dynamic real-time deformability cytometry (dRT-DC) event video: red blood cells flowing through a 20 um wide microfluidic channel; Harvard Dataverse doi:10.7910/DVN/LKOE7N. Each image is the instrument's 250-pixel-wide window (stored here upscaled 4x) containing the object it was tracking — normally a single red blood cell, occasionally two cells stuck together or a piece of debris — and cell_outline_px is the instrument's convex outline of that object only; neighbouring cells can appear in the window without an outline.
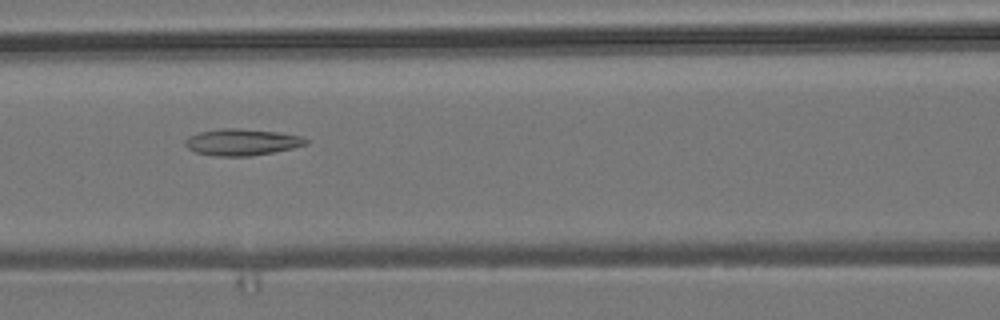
{"species": "common noctule bat (a hibernating species)", "species_latin": "Nyctalus noctula", "temperature_condition": "room temperature", "stored_images_in_passage": 53, "camera_frame_rate_fps": 3000, "um_per_image_px": 0.085, "animal": {"sex": "male", "body_mass_g": 19.2, "forearm_length_mm": 51.8}, "frame": {"image": 1, "passage_image": 23, "time_ms": 7.333, "image_size_px": [1000, 320], "cell_outline_px": [[308, 144], [292, 148], [272, 152], [248, 156], [216, 156], [196, 152], [188, 148], [184, 144], [184, 140], [188, 136], [200, 132], [220, 128], [236, 128], [276, 132], [300, 136], [308, 140]], "centroid_in_image_um": [20.52, 12.08], "position_along_channel_um": 146.1, "area_um2": 18.5}}
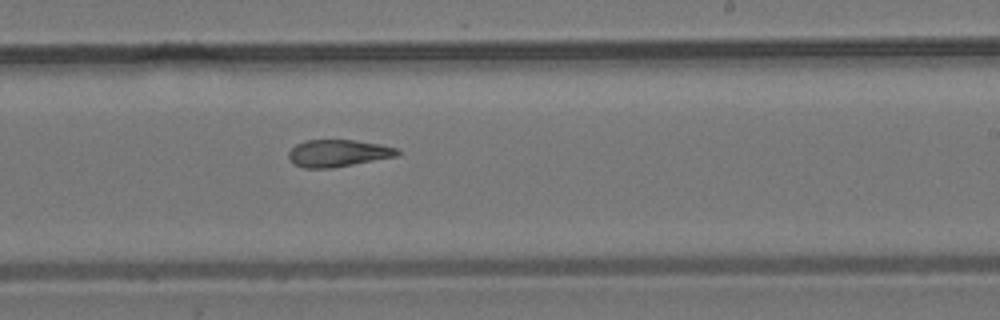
{"frame": {"image": 2, "passage_image": 32, "time_ms": 10.333, "image_size_px": [1000, 320], "cell_outline_px": [[400, 156], [332, 168], [304, 168], [292, 164], [288, 156], [288, 152], [296, 144], [304, 140], [352, 140], [380, 144], [400, 148]], "centroid_in_image_um": [28.76, 13.02], "position_along_channel_um": 260.2, "area_um2": 17.46}}
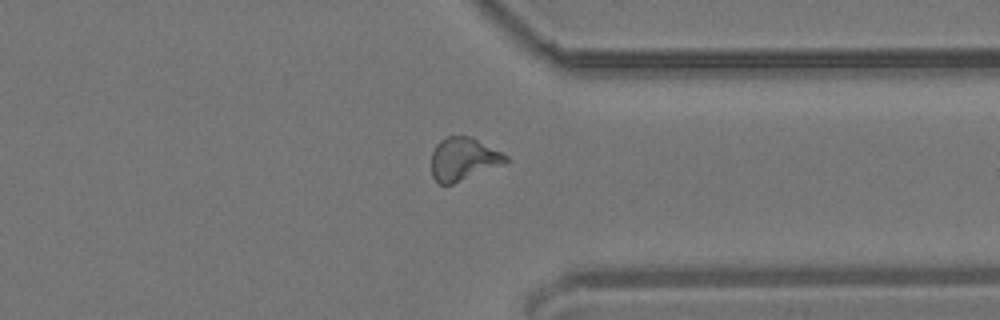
{"frame": {"image": 3, "passage_image": 41, "time_ms": 13.333, "image_size_px": [1000, 320], "cell_outline_px": [[508, 160], [504, 164], [452, 184], [440, 184], [432, 176], [432, 152], [436, 144], [440, 140], [448, 136], [472, 136], [508, 156]], "centroid_in_image_um": [39.38, 13.5], "position_along_channel_um": 372.0, "area_um2": 18.5}, "authors_computed_cell_mechanics": {"area_um2": 18.496, "velocity_mm_per_s": 3.824, "shape_relaxation_time_tau1_ms": null, "shape_relaxation_time_tau2_ms": 5.4821, "deformation_change_tau1": null, "deformation_change_tau2": 0.1507}}